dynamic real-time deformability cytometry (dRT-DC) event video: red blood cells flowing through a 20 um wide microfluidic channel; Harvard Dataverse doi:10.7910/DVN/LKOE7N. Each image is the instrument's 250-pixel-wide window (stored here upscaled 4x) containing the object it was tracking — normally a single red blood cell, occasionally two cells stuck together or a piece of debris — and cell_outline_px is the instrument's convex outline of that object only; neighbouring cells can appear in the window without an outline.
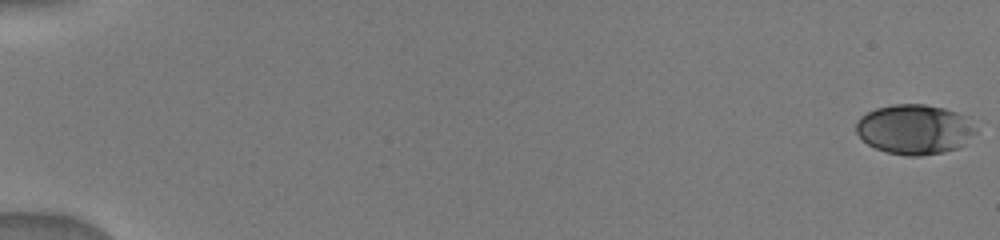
{"species": "human", "species_latin": "Homo sapiens", "temperature_condition": "warm", "stored_images_in_passage": 23, "camera_frame_rate_fps": 3000, "um_per_image_px": 0.085, "donor": {"sex": "male"}, "frame": {"image": 1, "passage_image": 1, "time_ms": 0.0, "image_size_px": [1000, 240], "cell_outline_px": [[976, 132], [964, 144], [956, 148], [944, 152], [920, 156], [904, 156], [888, 152], [876, 148], [868, 144], [856, 132], [856, 120], [860, 116], [876, 108], [892, 104], [924, 104], [944, 108], [968, 116], [976, 128]], "centroid_in_image_um": [77.74, 10.99], "position_along_channel_um": 7.3, "area_um2": 34.91}}
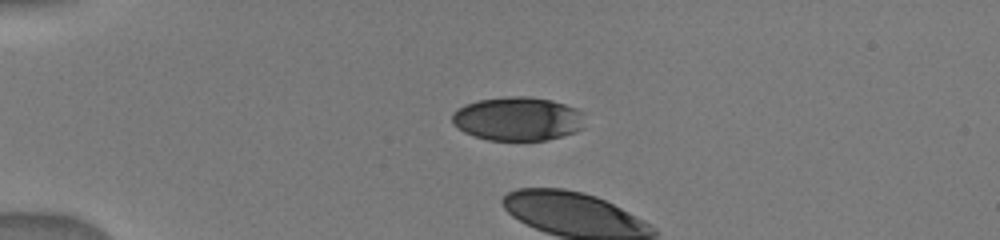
{"frame": {"image": 2, "passage_image": 21, "time_ms": 4.333, "image_size_px": [1000, 240], "cell_outline_px": [[584, 128], [576, 132], [544, 140], [488, 140], [464, 132], [452, 124], [452, 112], [456, 108], [464, 104], [480, 100], [508, 96], [528, 96], [552, 100], [576, 108], [584, 112]], "centroid_in_image_um": [44.01, 10.09], "position_along_channel_um": 41.0, "area_um2": 34.1}}